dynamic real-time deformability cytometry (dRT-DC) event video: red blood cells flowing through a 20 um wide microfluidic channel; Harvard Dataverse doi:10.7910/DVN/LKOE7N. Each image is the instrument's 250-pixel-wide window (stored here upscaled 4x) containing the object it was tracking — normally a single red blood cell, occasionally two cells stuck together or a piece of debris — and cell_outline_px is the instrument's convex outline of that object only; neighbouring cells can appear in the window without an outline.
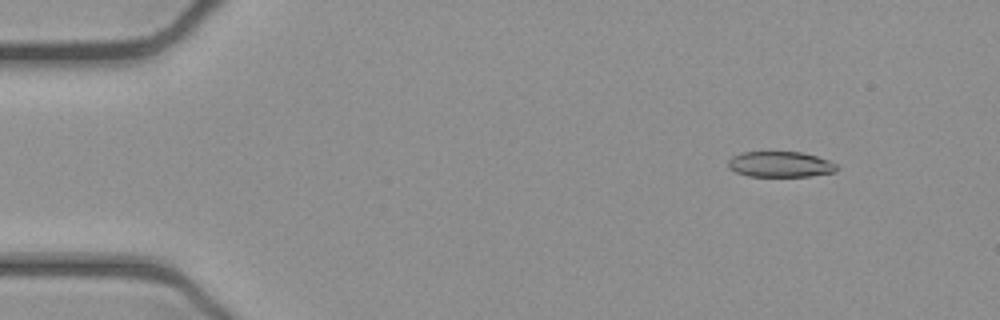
{"species": "common noctule bat (a hibernating species)", "species_latin": "Nyctalus noctula", "temperature_condition": "cold", "stored_images_in_passage": 52, "camera_frame_rate_fps": 3000, "um_per_image_px": 0.085, "animal": {"sex": "female", "body_mass_g": 21.9}, "frame": {"image": 1, "passage_image": 6, "time_ms": 1.667, "image_size_px": [1000, 320], "cell_outline_px": [[840, 168], [836, 172], [808, 176], [748, 176], [736, 172], [728, 168], [728, 160], [732, 156], [744, 152], [800, 152], [816, 156], [840, 164]], "centroid_in_image_um": [66.36, 13.97], "position_along_channel_um": 18.6, "area_um2": 16.36}}
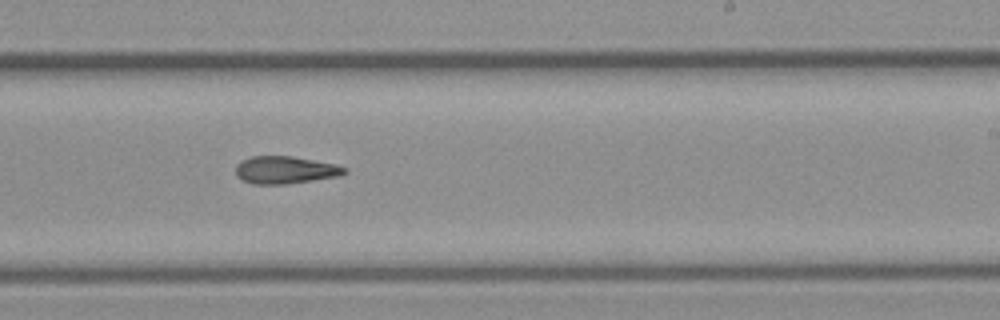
{"frame": {"image": 2, "passage_image": 32, "time_ms": 10.333, "image_size_px": [1000, 320], "cell_outline_px": [[348, 172], [340, 176], [284, 184], [252, 184], [236, 176], [236, 164], [240, 160], [252, 156], [292, 156], [336, 164], [348, 168]], "centroid_in_image_um": [24.25, 14.44], "position_along_channel_um": 264.8, "area_um2": 17.51}}
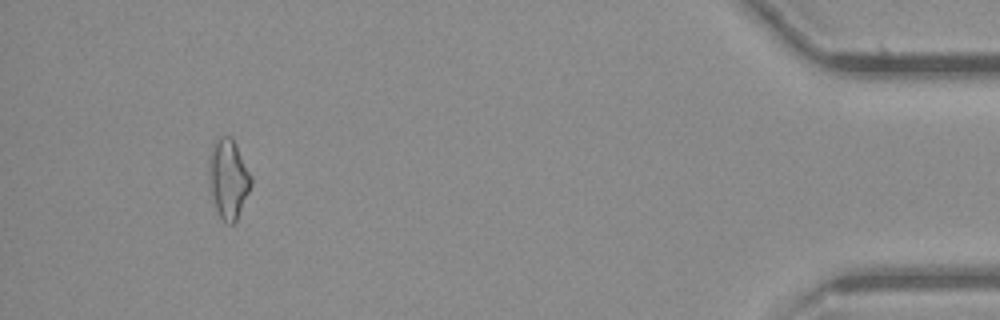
{"frame": {"image": 3, "passage_image": 49, "time_ms": 16.0, "image_size_px": [1000, 320], "cell_outline_px": [[252, 184], [236, 220], [232, 224], [224, 224], [216, 208], [208, 184], [208, 160], [212, 144], [216, 136], [232, 136], [252, 176]], "centroid_in_image_um": [19.38, 15.15], "position_along_channel_um": 415.8, "area_um2": 19.83}}